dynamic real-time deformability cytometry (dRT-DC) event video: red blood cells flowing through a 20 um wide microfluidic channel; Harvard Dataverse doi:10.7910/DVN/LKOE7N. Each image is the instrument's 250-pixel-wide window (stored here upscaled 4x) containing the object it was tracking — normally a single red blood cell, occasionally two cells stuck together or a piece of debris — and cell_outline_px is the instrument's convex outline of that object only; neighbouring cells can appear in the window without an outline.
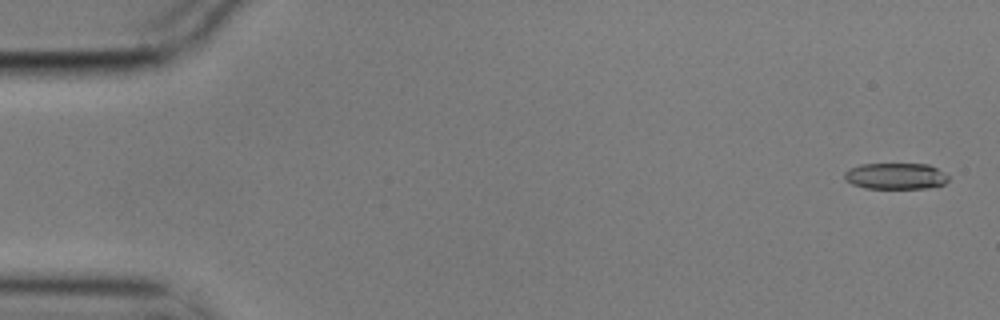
{"species": "common noctule bat (a hibernating species)", "species_latin": "Nyctalus noctula", "temperature_condition": "cold", "stored_images_in_passage": 5, "camera_frame_rate_fps": 3000, "um_per_image_px": 0.085, "animal": {"sex": "male", "body_mass_g": 17.9}, "frame": {"image": 1, "passage_image": 1, "time_ms": 0.0, "image_size_px": [1000, 320], "cell_outline_px": [[948, 180], [944, 184], [928, 188], [864, 188], [852, 184], [844, 180], [844, 172], [848, 168], [860, 164], [928, 164], [944, 172], [948, 176]], "centroid_in_image_um": [76.09, 14.96], "position_along_channel_um": 8.9, "area_um2": 16.01}}
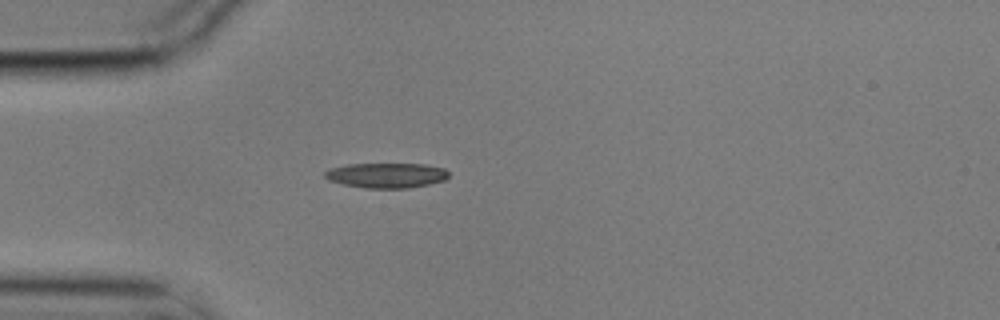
{"frame": {"image": 2, "passage_image": 5, "time_ms": 1.333, "image_size_px": [1000, 320], "cell_outline_px": [[448, 176], [444, 180], [428, 184], [408, 188], [364, 188], [344, 184], [328, 180], [324, 176], [324, 172], [328, 168], [348, 164], [424, 164], [444, 168], [448, 172]], "centroid_in_image_um": [32.81, 14.9], "position_along_channel_um": 52.2, "area_um2": 18.03}}